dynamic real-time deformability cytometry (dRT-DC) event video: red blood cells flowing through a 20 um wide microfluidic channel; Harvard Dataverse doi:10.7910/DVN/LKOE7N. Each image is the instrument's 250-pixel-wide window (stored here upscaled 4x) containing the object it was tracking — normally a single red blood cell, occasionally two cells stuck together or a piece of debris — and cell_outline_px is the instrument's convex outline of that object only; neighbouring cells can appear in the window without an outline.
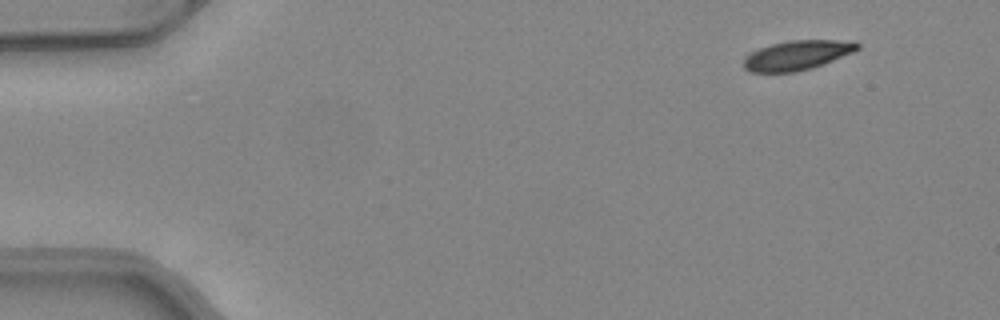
{"species": "common noctule bat (a hibernating species)", "species_latin": "Nyctalus noctula", "temperature_condition": "warm", "stored_images_in_passage": 46, "camera_frame_rate_fps": 3000, "um_per_image_px": 0.085, "animal": {"sex": "female", "body_mass_g": 24.6, "forearm_length_mm": 56.2}, "frame": {"image": 1, "passage_image": 1, "time_ms": 0.0, "image_size_px": [1000, 320], "cell_outline_px": [[860, 48], [852, 52], [824, 64], [812, 68], [796, 72], [748, 72], [744, 68], [744, 56], [748, 52], [772, 44], [788, 40], [856, 40], [860, 44]], "centroid_in_image_um": [67.76, 4.68], "position_along_channel_um": 17.2, "area_um2": 19.83}}
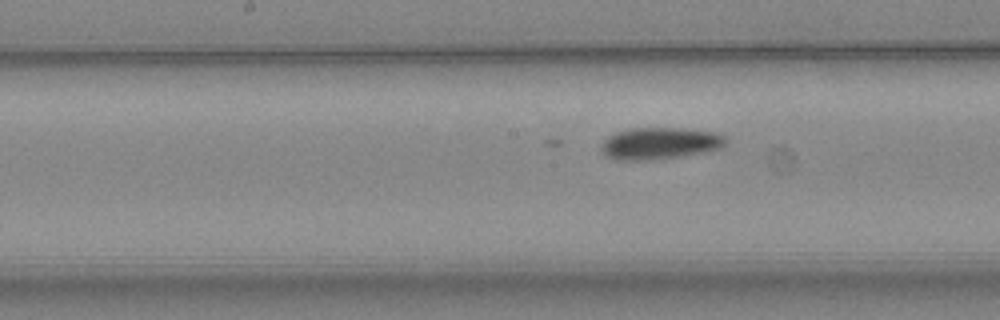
{"frame": {"image": 2, "passage_image": 22, "time_ms": 7.0, "image_size_px": [1000, 320], "cell_outline_px": [[728, 140], [720, 148], [708, 152], [652, 160], [616, 160], [604, 156], [600, 148], [600, 144], [608, 136], [616, 132], [632, 128], [680, 128], [712, 132], [724, 136]], "centroid_in_image_um": [56.04, 12.2], "position_along_channel_um": 192.2, "area_um2": 23.24}}
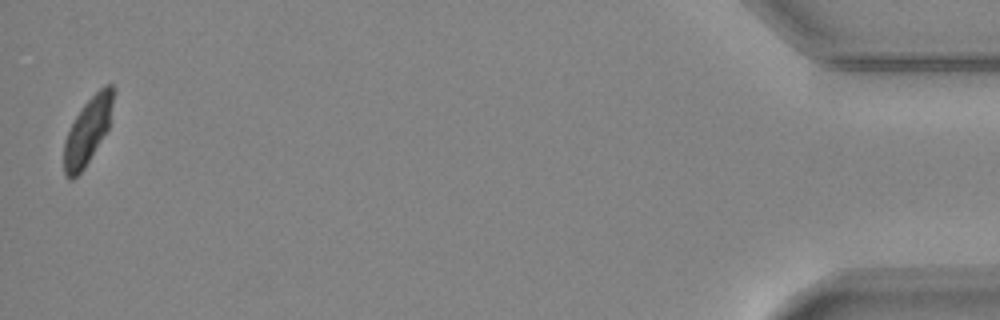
{"frame": {"image": 3, "passage_image": 46, "time_ms": 15.0, "image_size_px": [1000, 320], "cell_outline_px": [[116, 88], [108, 128], [84, 168], [72, 180], [68, 180], [64, 176], [64, 140], [76, 116], [84, 104], [104, 84], [112, 84]], "centroid_in_image_um": [7.46, 11.1], "position_along_channel_um": 427.7, "area_um2": 18.96}}